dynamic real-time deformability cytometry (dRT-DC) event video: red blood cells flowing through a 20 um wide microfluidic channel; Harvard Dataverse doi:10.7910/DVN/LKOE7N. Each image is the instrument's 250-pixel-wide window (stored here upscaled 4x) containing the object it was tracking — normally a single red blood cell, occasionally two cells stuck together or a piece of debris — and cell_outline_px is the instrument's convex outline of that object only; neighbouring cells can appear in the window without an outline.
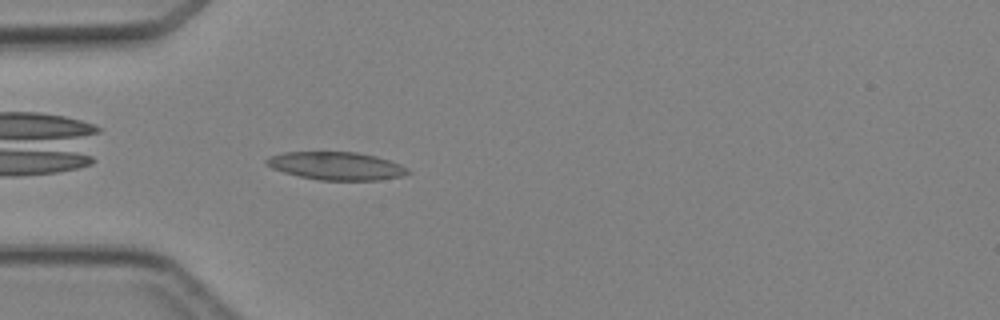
{"species": "Egyptian fruit bat (a non-hibernating species)", "species_latin": "Rousettus aegyptiacus", "temperature_condition": "cold", "stored_images_in_passage": 3, "camera_frame_rate_fps": 3000, "um_per_image_px": 0.085, "animal": {"sex": "female"}, "frame": {"image": 1, "passage_image": 3, "time_ms": 2.333, "image_size_px": [1000, 320], "cell_outline_px": [[412, 172], [404, 176], [376, 180], [320, 180], [300, 176], [284, 172], [272, 168], [264, 160], [268, 156], [284, 152], [356, 152], [376, 156], [400, 164], [408, 168]], "centroid_in_image_um": [28.61, 14.1], "position_along_channel_um": 56.4, "area_um2": 23.0}}